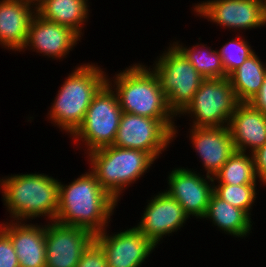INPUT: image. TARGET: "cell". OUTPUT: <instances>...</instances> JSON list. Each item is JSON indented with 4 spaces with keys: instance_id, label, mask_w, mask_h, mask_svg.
Wrapping results in <instances>:
<instances>
[{
    "instance_id": "30bf717a",
    "label": "cell",
    "mask_w": 266,
    "mask_h": 267,
    "mask_svg": "<svg viewBox=\"0 0 266 267\" xmlns=\"http://www.w3.org/2000/svg\"><path fill=\"white\" fill-rule=\"evenodd\" d=\"M173 141L174 135L159 120L122 112L113 145L145 151L156 160Z\"/></svg>"
},
{
    "instance_id": "603a6c76",
    "label": "cell",
    "mask_w": 266,
    "mask_h": 267,
    "mask_svg": "<svg viewBox=\"0 0 266 267\" xmlns=\"http://www.w3.org/2000/svg\"><path fill=\"white\" fill-rule=\"evenodd\" d=\"M179 42L180 41L177 40L176 42L174 41L173 44L184 54L196 71L205 79L228 78L218 49L213 50V48L207 47V44L201 43L188 47L183 43L179 44Z\"/></svg>"
},
{
    "instance_id": "ac0fdd59",
    "label": "cell",
    "mask_w": 266,
    "mask_h": 267,
    "mask_svg": "<svg viewBox=\"0 0 266 267\" xmlns=\"http://www.w3.org/2000/svg\"><path fill=\"white\" fill-rule=\"evenodd\" d=\"M228 128L236 151L253 153L266 143V115L249 102L238 103Z\"/></svg>"
},
{
    "instance_id": "44dd1931",
    "label": "cell",
    "mask_w": 266,
    "mask_h": 267,
    "mask_svg": "<svg viewBox=\"0 0 266 267\" xmlns=\"http://www.w3.org/2000/svg\"><path fill=\"white\" fill-rule=\"evenodd\" d=\"M209 219L218 230L233 237L246 238L252 233L253 221L242 209L236 208L212 194L204 219Z\"/></svg>"
},
{
    "instance_id": "277c9868",
    "label": "cell",
    "mask_w": 266,
    "mask_h": 267,
    "mask_svg": "<svg viewBox=\"0 0 266 267\" xmlns=\"http://www.w3.org/2000/svg\"><path fill=\"white\" fill-rule=\"evenodd\" d=\"M98 66L85 63L74 68L65 78L47 112L48 120L70 137L82 124L94 96L110 77Z\"/></svg>"
},
{
    "instance_id": "d4e9b609",
    "label": "cell",
    "mask_w": 266,
    "mask_h": 267,
    "mask_svg": "<svg viewBox=\"0 0 266 267\" xmlns=\"http://www.w3.org/2000/svg\"><path fill=\"white\" fill-rule=\"evenodd\" d=\"M257 184L231 185L214 184V193L236 208L244 210L251 217V210L257 198Z\"/></svg>"
},
{
    "instance_id": "d6986e66",
    "label": "cell",
    "mask_w": 266,
    "mask_h": 267,
    "mask_svg": "<svg viewBox=\"0 0 266 267\" xmlns=\"http://www.w3.org/2000/svg\"><path fill=\"white\" fill-rule=\"evenodd\" d=\"M35 13L36 8L25 0H0V46L21 52Z\"/></svg>"
},
{
    "instance_id": "7c38bea8",
    "label": "cell",
    "mask_w": 266,
    "mask_h": 267,
    "mask_svg": "<svg viewBox=\"0 0 266 267\" xmlns=\"http://www.w3.org/2000/svg\"><path fill=\"white\" fill-rule=\"evenodd\" d=\"M107 231L95 234L94 240L104 251L108 267H141L158 247L135 226L114 234Z\"/></svg>"
},
{
    "instance_id": "4dcf8cb0",
    "label": "cell",
    "mask_w": 266,
    "mask_h": 267,
    "mask_svg": "<svg viewBox=\"0 0 266 267\" xmlns=\"http://www.w3.org/2000/svg\"><path fill=\"white\" fill-rule=\"evenodd\" d=\"M27 3L33 5L35 8L39 6L44 0H25Z\"/></svg>"
},
{
    "instance_id": "484cf974",
    "label": "cell",
    "mask_w": 266,
    "mask_h": 267,
    "mask_svg": "<svg viewBox=\"0 0 266 267\" xmlns=\"http://www.w3.org/2000/svg\"><path fill=\"white\" fill-rule=\"evenodd\" d=\"M218 51L227 76L255 52L242 34L241 37L240 34L236 35Z\"/></svg>"
},
{
    "instance_id": "4316f807",
    "label": "cell",
    "mask_w": 266,
    "mask_h": 267,
    "mask_svg": "<svg viewBox=\"0 0 266 267\" xmlns=\"http://www.w3.org/2000/svg\"><path fill=\"white\" fill-rule=\"evenodd\" d=\"M77 267H108L105 253L95 240L84 250Z\"/></svg>"
},
{
    "instance_id": "5bb4252c",
    "label": "cell",
    "mask_w": 266,
    "mask_h": 267,
    "mask_svg": "<svg viewBox=\"0 0 266 267\" xmlns=\"http://www.w3.org/2000/svg\"><path fill=\"white\" fill-rule=\"evenodd\" d=\"M145 207L135 227L156 246L164 237L184 227L189 219L183 207L165 191L154 194Z\"/></svg>"
},
{
    "instance_id": "7a4b0ae2",
    "label": "cell",
    "mask_w": 266,
    "mask_h": 267,
    "mask_svg": "<svg viewBox=\"0 0 266 267\" xmlns=\"http://www.w3.org/2000/svg\"><path fill=\"white\" fill-rule=\"evenodd\" d=\"M107 83L117 94L122 112L159 120L173 135L178 134L176 115L169 108L160 80L153 69L142 63L116 72ZM175 117V118H174Z\"/></svg>"
},
{
    "instance_id": "8fae6325",
    "label": "cell",
    "mask_w": 266,
    "mask_h": 267,
    "mask_svg": "<svg viewBox=\"0 0 266 267\" xmlns=\"http://www.w3.org/2000/svg\"><path fill=\"white\" fill-rule=\"evenodd\" d=\"M213 183L212 177L187 167H177L168 174V188L164 191L176 199L189 218L204 219L214 193Z\"/></svg>"
},
{
    "instance_id": "9c48e42d",
    "label": "cell",
    "mask_w": 266,
    "mask_h": 267,
    "mask_svg": "<svg viewBox=\"0 0 266 267\" xmlns=\"http://www.w3.org/2000/svg\"><path fill=\"white\" fill-rule=\"evenodd\" d=\"M192 10L198 17L234 32L266 25L265 0H204Z\"/></svg>"
},
{
    "instance_id": "8992f818",
    "label": "cell",
    "mask_w": 266,
    "mask_h": 267,
    "mask_svg": "<svg viewBox=\"0 0 266 267\" xmlns=\"http://www.w3.org/2000/svg\"><path fill=\"white\" fill-rule=\"evenodd\" d=\"M121 116L122 109L117 94L106 83L91 101L82 124L71 135L72 140L77 143L76 146L78 143L85 145V154L111 146L115 140Z\"/></svg>"
},
{
    "instance_id": "9a60e30c",
    "label": "cell",
    "mask_w": 266,
    "mask_h": 267,
    "mask_svg": "<svg viewBox=\"0 0 266 267\" xmlns=\"http://www.w3.org/2000/svg\"><path fill=\"white\" fill-rule=\"evenodd\" d=\"M81 39L71 28L48 21L35 13L30 21L27 42L22 52L27 48L33 49L32 51L42 54L45 58L47 56L62 61Z\"/></svg>"
},
{
    "instance_id": "2e32d148",
    "label": "cell",
    "mask_w": 266,
    "mask_h": 267,
    "mask_svg": "<svg viewBox=\"0 0 266 267\" xmlns=\"http://www.w3.org/2000/svg\"><path fill=\"white\" fill-rule=\"evenodd\" d=\"M193 149L209 177H214L236 151L228 126L190 127Z\"/></svg>"
},
{
    "instance_id": "ffe728a7",
    "label": "cell",
    "mask_w": 266,
    "mask_h": 267,
    "mask_svg": "<svg viewBox=\"0 0 266 267\" xmlns=\"http://www.w3.org/2000/svg\"><path fill=\"white\" fill-rule=\"evenodd\" d=\"M88 2L89 0H44L37 6L36 13L48 21L71 28L81 37L84 34L82 29L90 17Z\"/></svg>"
},
{
    "instance_id": "52a82bcc",
    "label": "cell",
    "mask_w": 266,
    "mask_h": 267,
    "mask_svg": "<svg viewBox=\"0 0 266 267\" xmlns=\"http://www.w3.org/2000/svg\"><path fill=\"white\" fill-rule=\"evenodd\" d=\"M150 67L160 80L169 108L178 116L205 78L173 43L157 56Z\"/></svg>"
},
{
    "instance_id": "f546056e",
    "label": "cell",
    "mask_w": 266,
    "mask_h": 267,
    "mask_svg": "<svg viewBox=\"0 0 266 267\" xmlns=\"http://www.w3.org/2000/svg\"><path fill=\"white\" fill-rule=\"evenodd\" d=\"M249 103L266 115V77L259 92L250 100Z\"/></svg>"
},
{
    "instance_id": "3957f363",
    "label": "cell",
    "mask_w": 266,
    "mask_h": 267,
    "mask_svg": "<svg viewBox=\"0 0 266 267\" xmlns=\"http://www.w3.org/2000/svg\"><path fill=\"white\" fill-rule=\"evenodd\" d=\"M3 204L12 221L46 218L55 221L59 180L44 173L14 174L0 178Z\"/></svg>"
},
{
    "instance_id": "83f0119b",
    "label": "cell",
    "mask_w": 266,
    "mask_h": 267,
    "mask_svg": "<svg viewBox=\"0 0 266 267\" xmlns=\"http://www.w3.org/2000/svg\"><path fill=\"white\" fill-rule=\"evenodd\" d=\"M0 267H19L10 237L0 228Z\"/></svg>"
},
{
    "instance_id": "e0dca14e",
    "label": "cell",
    "mask_w": 266,
    "mask_h": 267,
    "mask_svg": "<svg viewBox=\"0 0 266 267\" xmlns=\"http://www.w3.org/2000/svg\"><path fill=\"white\" fill-rule=\"evenodd\" d=\"M8 221L0 228L10 237L19 267H46L45 224Z\"/></svg>"
},
{
    "instance_id": "4fadbf2b",
    "label": "cell",
    "mask_w": 266,
    "mask_h": 267,
    "mask_svg": "<svg viewBox=\"0 0 266 267\" xmlns=\"http://www.w3.org/2000/svg\"><path fill=\"white\" fill-rule=\"evenodd\" d=\"M87 229L50 221L45 224L46 267H77L84 250L94 240Z\"/></svg>"
},
{
    "instance_id": "f1b7e54d",
    "label": "cell",
    "mask_w": 266,
    "mask_h": 267,
    "mask_svg": "<svg viewBox=\"0 0 266 267\" xmlns=\"http://www.w3.org/2000/svg\"><path fill=\"white\" fill-rule=\"evenodd\" d=\"M251 154L257 179L266 186V143Z\"/></svg>"
},
{
    "instance_id": "7402d4cb",
    "label": "cell",
    "mask_w": 266,
    "mask_h": 267,
    "mask_svg": "<svg viewBox=\"0 0 266 267\" xmlns=\"http://www.w3.org/2000/svg\"><path fill=\"white\" fill-rule=\"evenodd\" d=\"M266 77V63L254 52L228 75L239 102H250L259 92Z\"/></svg>"
},
{
    "instance_id": "6da1fadb",
    "label": "cell",
    "mask_w": 266,
    "mask_h": 267,
    "mask_svg": "<svg viewBox=\"0 0 266 267\" xmlns=\"http://www.w3.org/2000/svg\"><path fill=\"white\" fill-rule=\"evenodd\" d=\"M117 204L89 169L69 185L59 181V205L55 222L81 227L95 235L109 227Z\"/></svg>"
},
{
    "instance_id": "cb8c5ba5",
    "label": "cell",
    "mask_w": 266,
    "mask_h": 267,
    "mask_svg": "<svg viewBox=\"0 0 266 267\" xmlns=\"http://www.w3.org/2000/svg\"><path fill=\"white\" fill-rule=\"evenodd\" d=\"M257 180L252 154L235 151L213 177V184H257Z\"/></svg>"
},
{
    "instance_id": "5b68a950",
    "label": "cell",
    "mask_w": 266,
    "mask_h": 267,
    "mask_svg": "<svg viewBox=\"0 0 266 267\" xmlns=\"http://www.w3.org/2000/svg\"><path fill=\"white\" fill-rule=\"evenodd\" d=\"M86 158L101 187L117 202L120 201V195H124L122 193L131 184L143 177L155 161L145 151L114 145L91 151Z\"/></svg>"
},
{
    "instance_id": "ba28073f",
    "label": "cell",
    "mask_w": 266,
    "mask_h": 267,
    "mask_svg": "<svg viewBox=\"0 0 266 267\" xmlns=\"http://www.w3.org/2000/svg\"><path fill=\"white\" fill-rule=\"evenodd\" d=\"M239 101L228 78L204 79L193 99L178 114L192 118L190 127L228 126Z\"/></svg>"
}]
</instances>
